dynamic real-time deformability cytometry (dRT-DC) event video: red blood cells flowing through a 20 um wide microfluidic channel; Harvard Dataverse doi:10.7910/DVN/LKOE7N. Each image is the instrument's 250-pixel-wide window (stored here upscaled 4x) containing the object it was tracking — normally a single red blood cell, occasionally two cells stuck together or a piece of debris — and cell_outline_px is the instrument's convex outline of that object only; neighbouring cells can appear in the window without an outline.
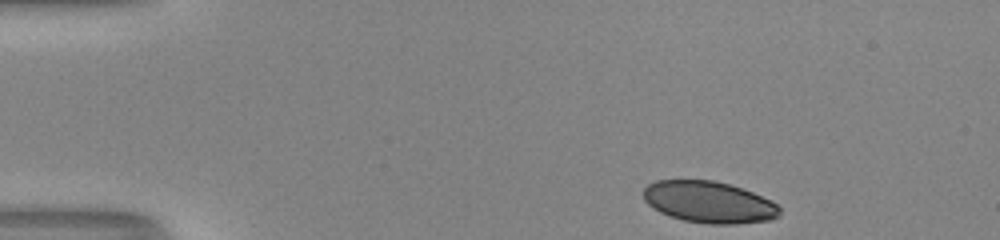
{"species": "human", "species_latin": "Homo sapiens", "temperature_condition": "room temperature", "stored_images_in_passage": 45, "camera_frame_rate_fps": 3000, "um_per_image_px": 0.085, "donor": {"sex": "male"}, "frame": {"image": 1, "passage_image": 1, "time_ms": 0.0, "image_size_px": [1000, 240], "cell_outline_px": [[780, 216], [772, 220], [736, 224], [708, 224], [684, 220], [660, 212], [652, 208], [644, 200], [644, 188], [648, 184], [656, 180], [712, 180], [728, 184], [752, 192], [776, 204], [780, 208]], "centroid_in_image_um": [60.25, 17.19], "position_along_channel_um": 24.7, "area_um2": 32.89}}
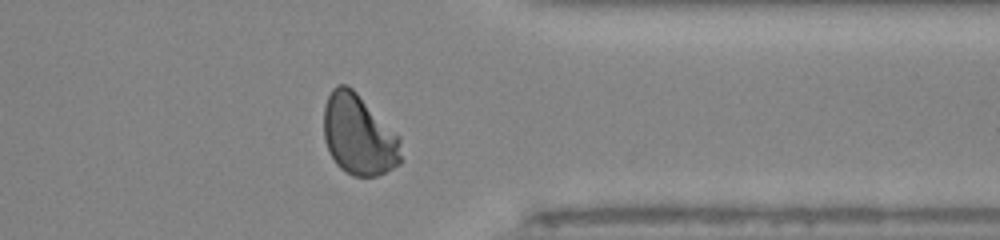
{"frame": {"image": 2, "passage_image": 35, "time_ms": 11.333, "image_size_px": [1000, 240], "cell_outline_px": [[404, 160], [400, 164], [376, 176], [352, 176], [344, 172], [336, 164], [324, 140], [324, 104], [332, 88], [336, 84], [348, 84], [400, 136]], "centroid_in_image_um": [30.51, 11.47], "position_along_channel_um": 380.9, "area_um2": 36.7}}
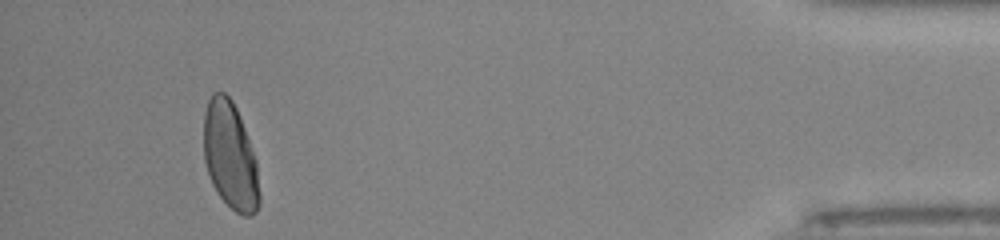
{"frame": {"image": 3, "passage_image": 42, "time_ms": 13.667, "image_size_px": [1000, 240], "cell_outline_px": [[260, 204], [256, 212], [252, 216], [244, 216], [236, 212], [216, 192], [212, 184], [204, 160], [204, 112], [208, 100], [212, 92], [224, 92], [232, 100], [236, 108], [244, 128], [256, 160], [260, 196]], "centroid_in_image_um": [19.57, 13.25], "position_along_channel_um": 415.6, "area_um2": 34.8}, "authors_computed_cell_mechanics": {"area_um2": 35.3158, "velocity_mm_per_s": 4.0028, "shape_relaxation_time_tau1_ms": 4.5398, "shape_relaxation_time_tau2_ms": null, "deformation_change_tau1": 0.1511, "deformation_change_tau2": null}}